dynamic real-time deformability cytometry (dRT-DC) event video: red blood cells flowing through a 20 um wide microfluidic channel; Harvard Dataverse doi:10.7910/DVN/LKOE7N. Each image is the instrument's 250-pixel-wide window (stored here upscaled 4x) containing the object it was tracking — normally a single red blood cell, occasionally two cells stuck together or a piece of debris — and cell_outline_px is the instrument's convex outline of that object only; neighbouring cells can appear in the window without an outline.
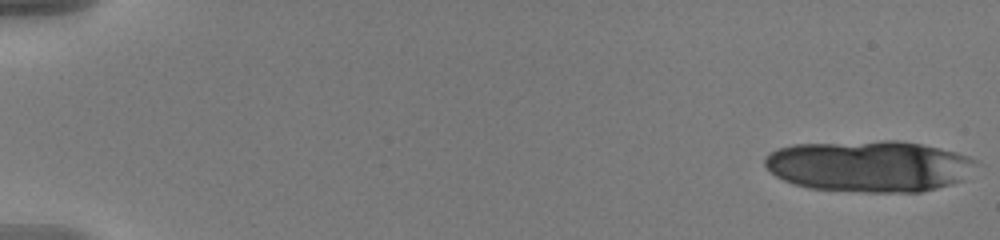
{"species": "human", "species_latin": "Homo sapiens", "temperature_condition": "warm", "stored_images_in_passage": 19, "camera_frame_rate_fps": 3000, "um_per_image_px": 0.085, "donor": {"sex": "male"}, "frame": {"image": 1, "passage_image": 1, "time_ms": 0.0, "image_size_px": [1000, 240], "cell_outline_px": [[984, 164], [960, 180], [952, 184], [920, 192], [864, 192], [808, 188], [792, 184], [776, 176], [764, 164], [764, 156], [776, 148], [792, 144], [880, 140], [900, 140], [940, 148], [956, 152], [980, 160]], "centroid_in_image_um": [73.92, 14.11], "position_along_channel_um": 11.1, "area_um2": 64.16}}